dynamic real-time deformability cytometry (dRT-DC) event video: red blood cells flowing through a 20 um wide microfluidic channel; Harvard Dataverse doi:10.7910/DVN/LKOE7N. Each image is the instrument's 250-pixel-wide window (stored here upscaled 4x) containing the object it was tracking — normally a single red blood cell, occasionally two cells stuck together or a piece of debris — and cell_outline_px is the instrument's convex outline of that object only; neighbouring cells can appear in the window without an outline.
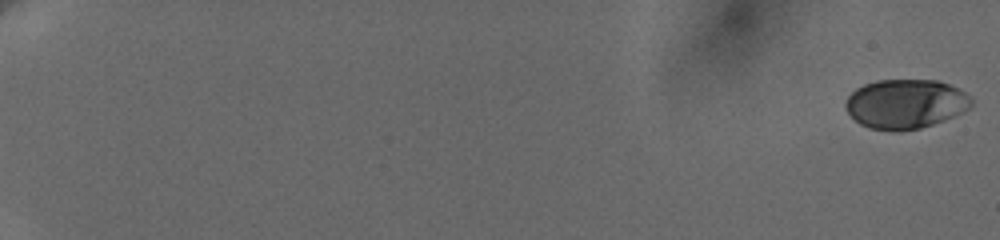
{"species": "human", "species_latin": "Homo sapiens", "temperature_condition": "cold", "stored_images_in_passage": 91, "camera_frame_rate_fps": 3000, "um_per_image_px": 0.085, "donor": {"sex": "female"}, "frame": {"image": 1, "passage_image": 1, "time_ms": 0.0, "image_size_px": [1000, 240], "cell_outline_px": [[972, 104], [964, 112], [932, 124], [920, 128], [872, 128], [860, 124], [848, 112], [844, 104], [848, 96], [856, 88], [864, 84], [876, 80], [936, 80], [948, 84], [964, 92], [972, 100]], "centroid_in_image_um": [76.96, 8.79], "position_along_channel_um": 8.0, "area_um2": 35.32}}
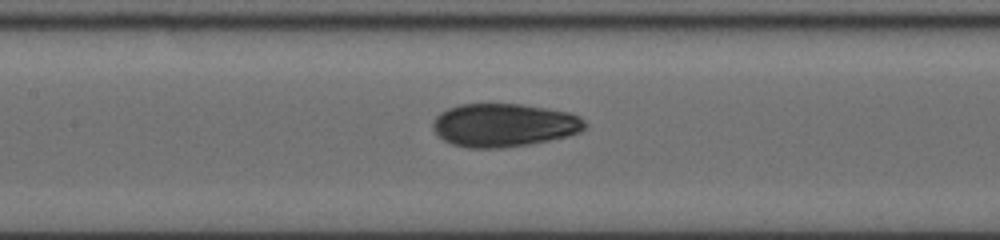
{"frame": {"image": 2, "passage_image": 48, "time_ms": 10.667, "image_size_px": [1000, 240], "cell_outline_px": [[588, 128], [580, 132], [568, 136], [508, 148], [468, 148], [452, 144], [444, 140], [432, 128], [432, 120], [440, 112], [448, 108], [460, 104], [520, 104], [572, 112], [580, 116], [588, 124]], "centroid_in_image_um": [42.86, 10.63], "position_along_channel_um": 164.5, "area_um2": 38.73}}
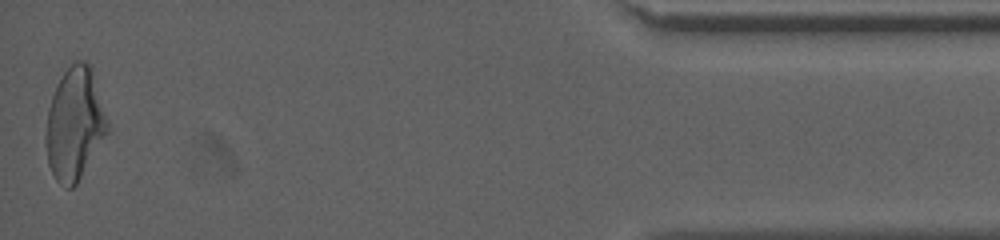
{"frame": {"image": 3, "passage_image": 90, "time_ms": 19.667, "image_size_px": [1000, 240], "cell_outline_px": [[108, 132], [76, 184], [72, 188], [64, 188], [56, 180], [48, 164], [44, 144], [44, 136], [48, 108], [52, 96], [64, 72], [76, 60], [84, 60], [92, 68], [108, 124]], "centroid_in_image_um": [6.31, 10.56], "position_along_channel_um": 428.9, "area_um2": 40.06}, "authors_computed_cell_mechanics": {"area_um2": 36.8186, "velocity_mm_per_s": 3.6504, "shape_relaxation_time_tau1_ms": 4.9305, "shape_relaxation_time_tau2_ms": 1.3739, "deformation_change_tau1": 0.148, "deformation_change_tau2": 0.0639}}